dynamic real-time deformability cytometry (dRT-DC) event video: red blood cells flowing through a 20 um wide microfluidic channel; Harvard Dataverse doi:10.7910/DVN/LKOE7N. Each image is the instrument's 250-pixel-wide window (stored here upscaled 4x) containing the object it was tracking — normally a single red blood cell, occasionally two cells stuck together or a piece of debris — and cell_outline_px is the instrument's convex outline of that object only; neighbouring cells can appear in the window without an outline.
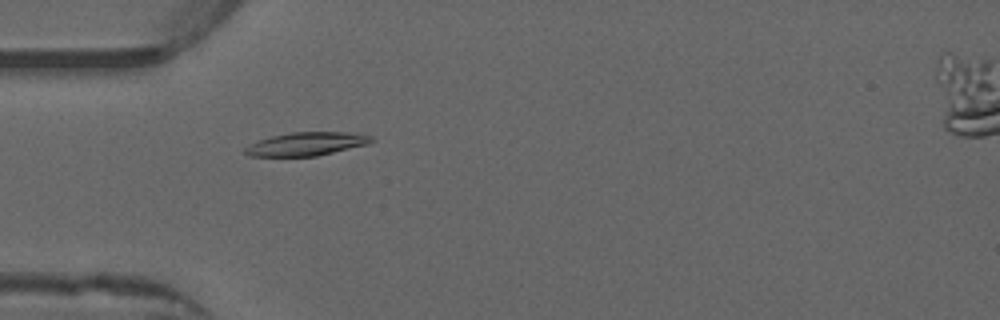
{"species": "common noctule bat (a hibernating species)", "species_latin": "Nyctalus noctula", "temperature_condition": "warm", "stored_images_in_passage": 45, "camera_frame_rate_fps": 3000, "um_per_image_px": 0.085, "animal": {"sex": "male", "forearm_length_mm": 52.5}, "frame": {"image": 1, "passage_image": 16, "time_ms": 5.0, "image_size_px": [1000, 320], "cell_outline_px": [[372, 140], [368, 144], [316, 156], [248, 156], [244, 152], [244, 148], [260, 140], [272, 136], [292, 132], [348, 132], [372, 136]], "centroid_in_image_um": [26.04, 12.23], "position_along_channel_um": 59.0, "area_um2": 16.94}}
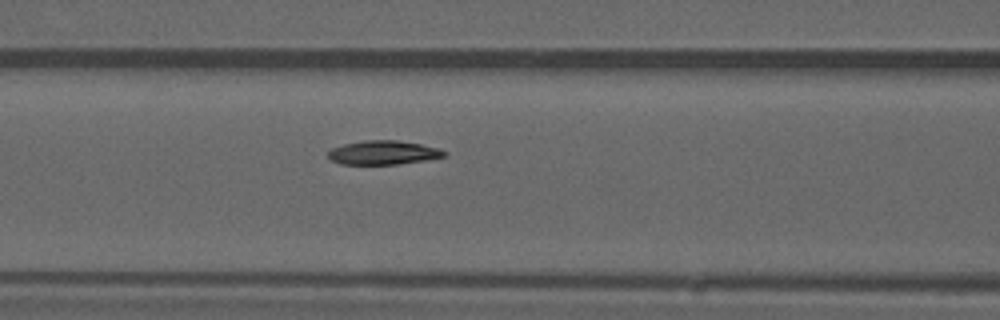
{"frame": {"image": 2, "passage_image": 22, "time_ms": 7.0, "image_size_px": [1000, 320], "cell_outline_px": [[448, 152], [444, 156], [424, 160], [396, 164], [340, 164], [332, 160], [328, 156], [328, 152], [332, 148], [344, 144], [368, 140], [396, 140], [420, 144], [440, 148]], "centroid_in_image_um": [32.58, 12.97], "position_along_channel_um": 134.0, "area_um2": 16.01}}
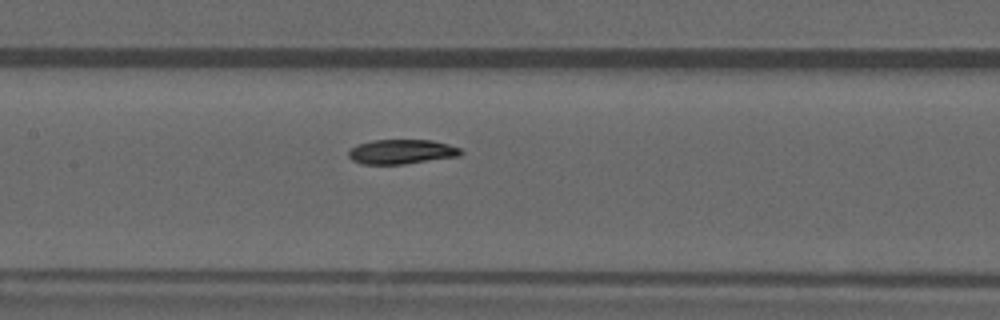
{"frame": {"image": 3, "passage_image": 25, "time_ms": 8.0, "image_size_px": [1000, 320], "cell_outline_px": [[464, 152], [460, 156], [404, 164], [364, 164], [352, 160], [348, 156], [348, 152], [356, 144], [372, 140], [432, 140], [448, 144], [460, 148]], "centroid_in_image_um": [34.14, 12.89], "position_along_channel_um": 173.3, "area_um2": 16.13}, "authors_computed_cell_mechanics": {"area_um2": 16.5308, "velocity_mm_per_s": 3.9227, "shape_relaxation_time_tau1_ms": 5.8082, "shape_relaxation_time_tau2_ms": null, "deformation_change_tau1": 0.1548, "deformation_change_tau2": null}}